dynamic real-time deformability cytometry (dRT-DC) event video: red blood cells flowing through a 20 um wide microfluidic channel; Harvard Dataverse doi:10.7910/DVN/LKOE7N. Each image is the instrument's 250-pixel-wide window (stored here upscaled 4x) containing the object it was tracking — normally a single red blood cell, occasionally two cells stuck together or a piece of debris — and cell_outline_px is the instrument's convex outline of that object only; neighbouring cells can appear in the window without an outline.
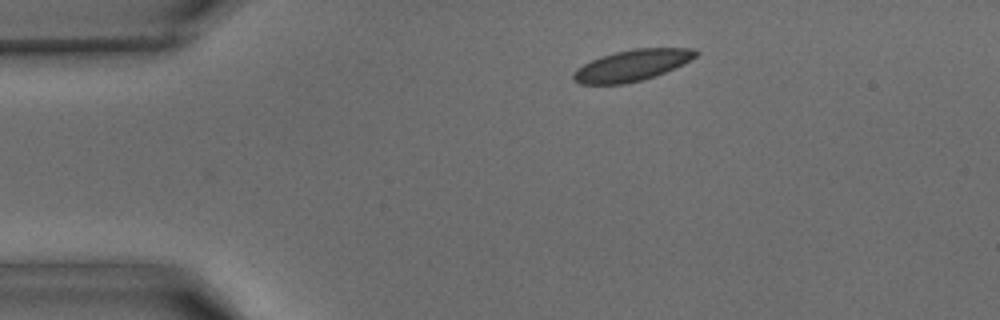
{"species": "common noctule bat (a hibernating species)", "species_latin": "Nyctalus noctula", "temperature_condition": "warm", "stored_images_in_passage": 32, "camera_frame_rate_fps": 3000, "um_per_image_px": 0.085, "animal": {"sex": "male", "body_mass_g": 15.6}, "frame": {"image": 1, "passage_image": 1, "time_ms": 0.0, "image_size_px": [1000, 320], "cell_outline_px": [[700, 52], [696, 56], [656, 76], [624, 84], [580, 84], [572, 80], [572, 76], [576, 68], [600, 56], [616, 52], [636, 48], [692, 48]], "centroid_in_image_um": [53.66, 5.56], "position_along_channel_um": 31.3, "area_um2": 21.96}}
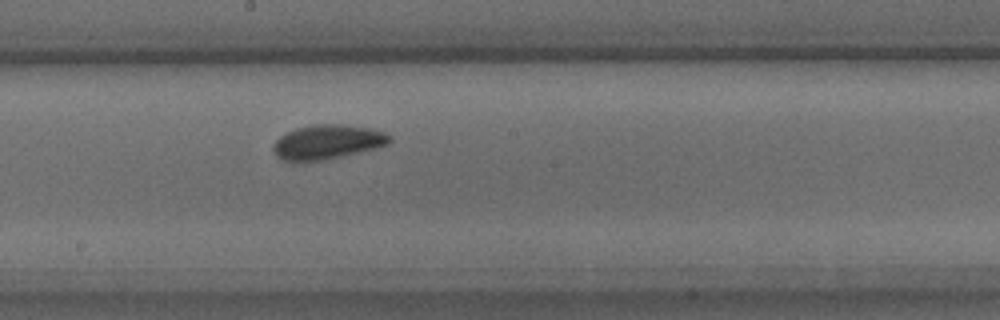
{"frame": {"image": 2, "passage_image": 16, "time_ms": 5.0, "image_size_px": [1000, 320], "cell_outline_px": [[392, 140], [388, 144], [340, 156], [320, 160], [280, 160], [272, 152], [272, 148], [276, 140], [280, 136], [296, 128], [316, 124], [340, 124], [372, 128], [384, 132], [392, 136]], "centroid_in_image_um": [27.81, 12.05], "position_along_channel_um": 220.4, "area_um2": 22.95}}
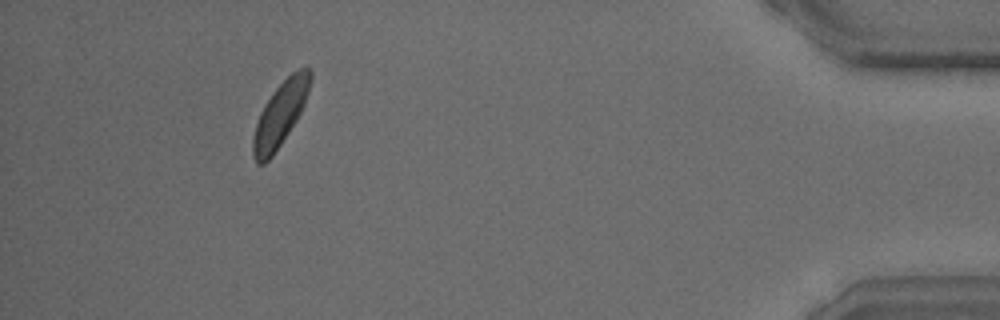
{"frame": {"image": 3, "passage_image": 32, "time_ms": 10.333, "image_size_px": [1000, 320], "cell_outline_px": [[312, 80], [304, 104], [296, 120], [272, 156], [264, 164], [256, 164], [252, 156], [252, 140], [256, 124], [260, 112], [264, 104], [272, 92], [292, 72], [300, 68], [308, 68], [312, 72]], "centroid_in_image_um": [23.8, 9.71], "position_along_channel_um": 411.4, "area_um2": 21.21}}